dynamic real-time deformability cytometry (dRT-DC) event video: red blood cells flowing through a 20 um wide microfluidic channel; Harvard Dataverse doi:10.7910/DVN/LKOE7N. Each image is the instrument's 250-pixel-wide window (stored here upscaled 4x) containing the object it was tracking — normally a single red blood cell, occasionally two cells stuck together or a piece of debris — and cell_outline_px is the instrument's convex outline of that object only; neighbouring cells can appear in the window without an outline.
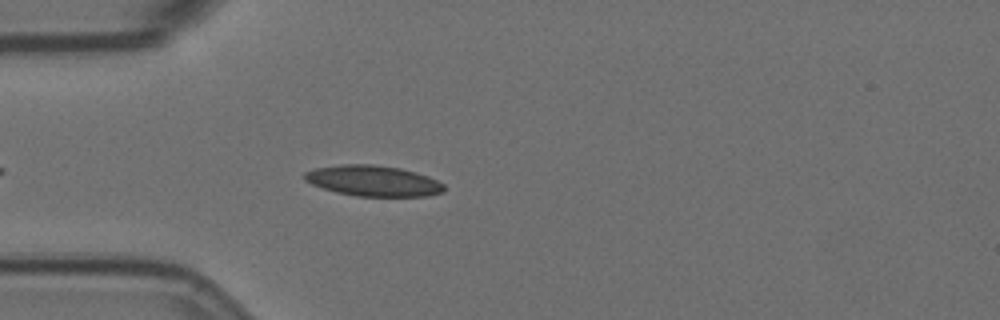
{"species": "Egyptian fruit bat (a non-hibernating species)", "species_latin": "Rousettus aegyptiacus", "temperature_condition": "room temperature", "stored_images_in_passage": 45, "camera_frame_rate_fps": 3000, "um_per_image_px": 0.085, "animal": {"sex": "female"}, "frame": {"image": 1, "passage_image": 6, "time_ms": 1.667, "image_size_px": [1000, 320], "cell_outline_px": [[444, 192], [428, 196], [356, 196], [336, 192], [312, 184], [304, 180], [304, 172], [316, 168], [344, 164], [372, 164], [400, 168], [428, 176], [444, 184]], "centroid_in_image_um": [31.73, 15.37], "position_along_channel_um": 53.3, "area_um2": 24.85}}
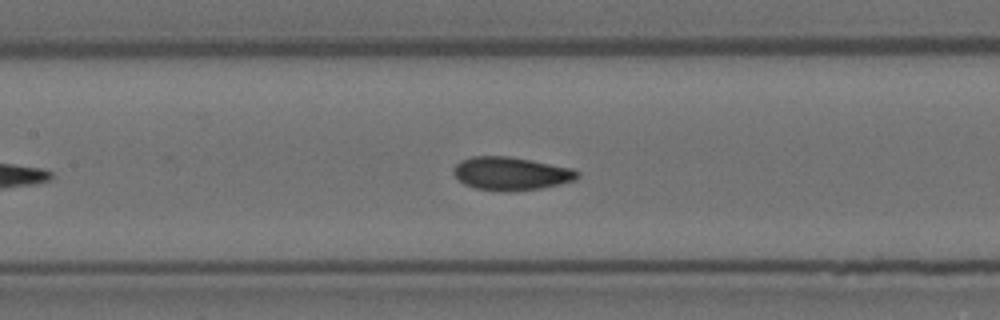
{"frame": {"image": 2, "passage_image": 16, "time_ms": 5.0, "image_size_px": [1000, 320], "cell_outline_px": [[580, 176], [576, 180], [560, 184], [540, 188], [508, 192], [476, 188], [464, 184], [452, 172], [452, 168], [460, 160], [472, 156], [508, 156], [572, 168], [580, 172]], "centroid_in_image_um": [43.43, 14.75], "position_along_channel_um": 164.0, "area_um2": 23.99}}
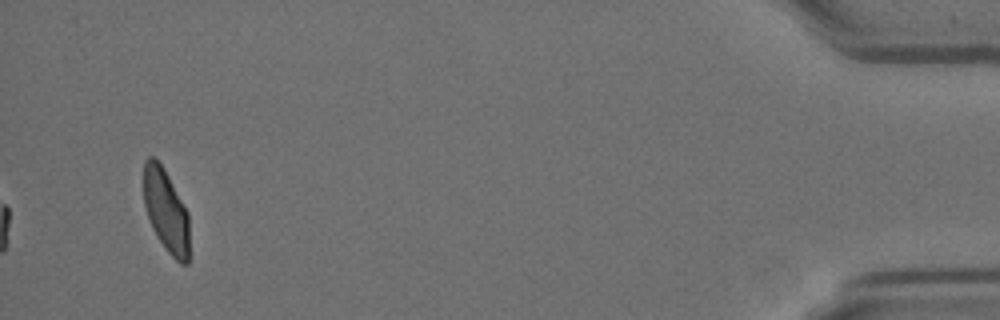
{"frame": {"image": 3, "passage_image": 45, "time_ms": 14.667, "image_size_px": [1000, 320], "cell_outline_px": [[188, 264], [180, 264], [168, 252], [152, 228], [144, 204], [144, 160], [148, 156], [152, 156], [164, 168], [188, 212]], "centroid_in_image_um": [14.1, 17.9], "position_along_channel_um": 421.1, "area_um2": 21.79}, "authors_computed_cell_mechanics": {"area_um2": 23.409, "velocity_mm_per_s": 3.5283, "shape_relaxation_time_tau1_ms": null, "shape_relaxation_time_tau2_ms": 2.5587, "deformation_change_tau1": null, "deformation_change_tau2": 0.0735}}